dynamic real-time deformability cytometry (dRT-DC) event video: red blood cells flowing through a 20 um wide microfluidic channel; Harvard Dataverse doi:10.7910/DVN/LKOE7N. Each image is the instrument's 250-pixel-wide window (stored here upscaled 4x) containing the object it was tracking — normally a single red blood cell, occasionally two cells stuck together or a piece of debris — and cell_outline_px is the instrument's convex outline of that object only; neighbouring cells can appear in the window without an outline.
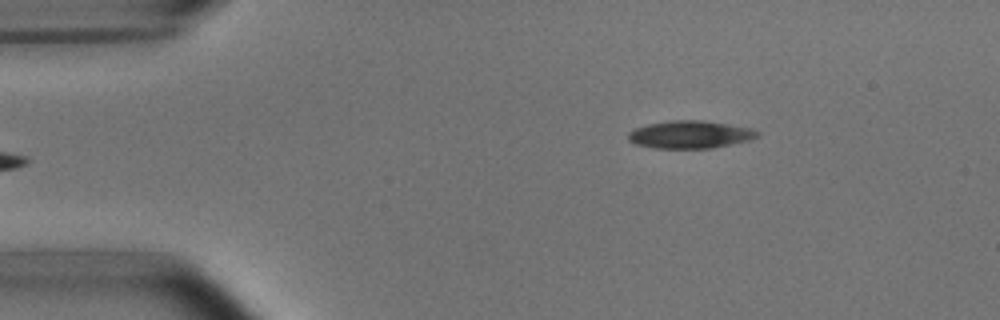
{"species": "common noctule bat (a hibernating species)", "species_latin": "Nyctalus noctula", "temperature_condition": "room temperature", "stored_images_in_passage": 45, "camera_frame_rate_fps": 3000, "um_per_image_px": 0.085, "animal": {"sex": "male", "body_mass_g": 15.6}, "frame": {"image": 1, "passage_image": 1, "time_ms": 0.0, "image_size_px": [1000, 320], "cell_outline_px": [[760, 136], [752, 140], [712, 148], [652, 148], [636, 144], [628, 140], [628, 132], [636, 128], [648, 124], [672, 120], [704, 120], [728, 124], [748, 128], [760, 132]], "centroid_in_image_um": [58.67, 11.44], "position_along_channel_um": 26.3, "area_um2": 20.87}}
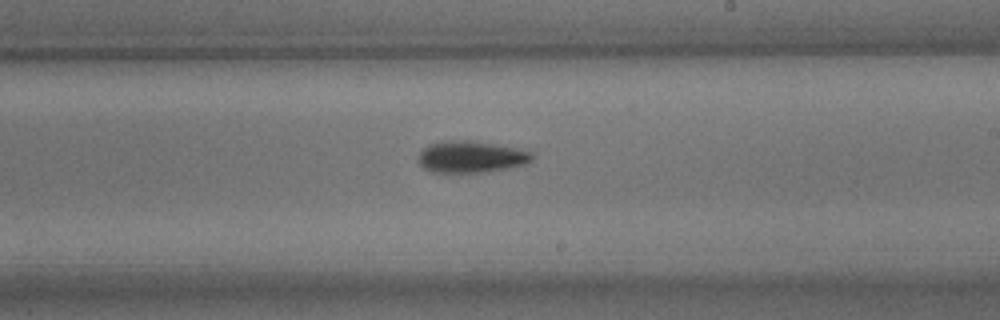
{"frame": {"image": 2, "passage_image": 23, "time_ms": 7.333, "image_size_px": [1000, 320], "cell_outline_px": [[536, 156], [532, 160], [524, 164], [508, 168], [484, 172], [428, 172], [416, 160], [416, 156], [428, 144], [444, 140], [472, 140], [496, 144], [516, 148], [532, 152]], "centroid_in_image_um": [40.0, 13.32], "position_along_channel_um": 249.0, "area_um2": 21.33}}
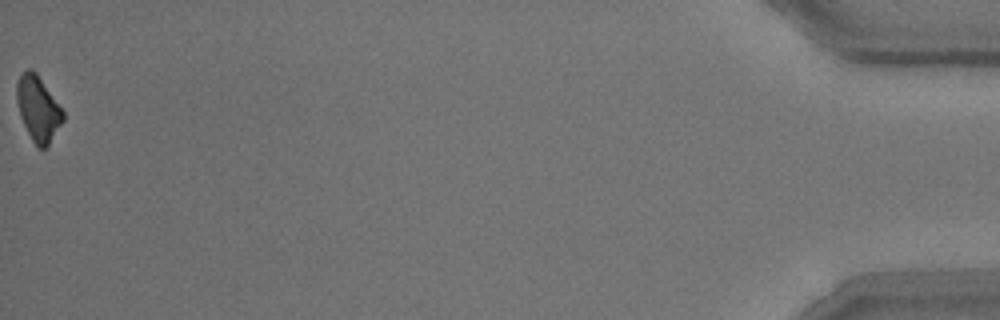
{"frame": {"image": 3, "passage_image": 45, "time_ms": 14.667, "image_size_px": [1000, 320], "cell_outline_px": [[64, 120], [48, 144], [44, 148], [40, 148], [32, 140], [20, 116], [16, 100], [16, 84], [20, 76], [28, 68], [32, 68], [36, 72], [64, 112]], "centroid_in_image_um": [3.22, 9.2], "position_along_channel_um": 432.0, "area_um2": 17.22}, "authors_computed_cell_mechanics": {"area_um2": 19.9988, "velocity_mm_per_s": 3.82, "shape_relaxation_time_tau1_ms": 2.0717, "shape_relaxation_time_tau2_ms": null, "deformation_change_tau1": 0.1214, "deformation_change_tau2": null}}